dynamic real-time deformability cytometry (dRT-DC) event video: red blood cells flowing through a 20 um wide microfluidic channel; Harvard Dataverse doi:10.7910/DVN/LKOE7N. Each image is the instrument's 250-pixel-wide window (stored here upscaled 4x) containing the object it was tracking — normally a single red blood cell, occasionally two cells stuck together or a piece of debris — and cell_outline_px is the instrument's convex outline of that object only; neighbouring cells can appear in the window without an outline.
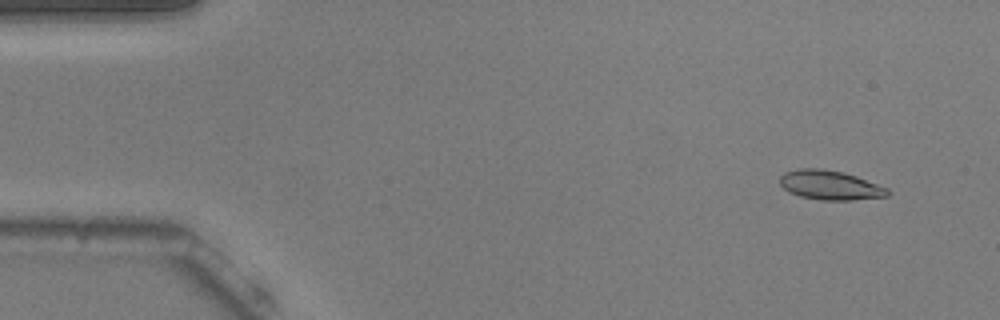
{"species": "common noctule bat (a hibernating species)", "species_latin": "Nyctalus noctula", "temperature_condition": "warm", "stored_images_in_passage": 53, "camera_frame_rate_fps": 3000, "um_per_image_px": 0.085, "animal": {"sex": "male", "body_mass_g": 20.5, "forearm_length_mm": 52.5}, "frame": {"image": 1, "passage_image": 4, "time_ms": 1.0, "image_size_px": [1000, 320], "cell_outline_px": [[892, 192], [888, 196], [852, 200], [820, 200], [800, 196], [788, 192], [780, 184], [780, 176], [784, 172], [800, 168], [820, 168], [840, 172], [856, 176], [888, 188]], "centroid_in_image_um": [70.56, 15.74], "position_along_channel_um": 14.4, "area_um2": 18.44}}
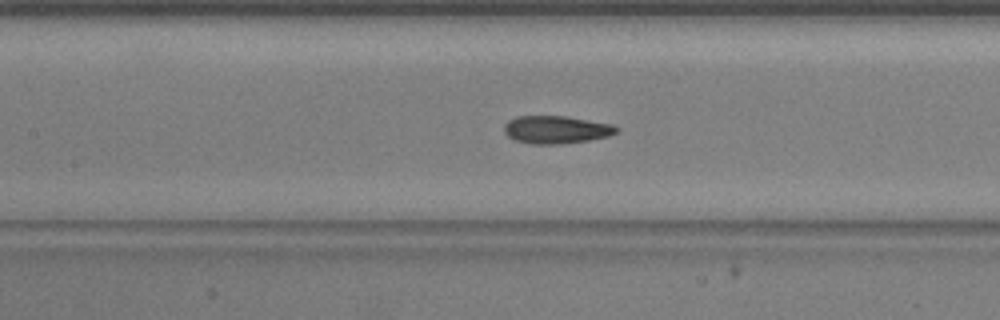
{"frame": {"image": 2, "passage_image": 24, "time_ms": 7.667, "image_size_px": [1000, 320], "cell_outline_px": [[620, 128], [616, 132], [608, 136], [588, 140], [556, 144], [532, 144], [516, 140], [508, 136], [504, 132], [504, 124], [508, 120], [516, 116], [564, 116], [612, 124]], "centroid_in_image_um": [47.25, 11.01], "position_along_channel_um": 160.2, "area_um2": 18.03}}
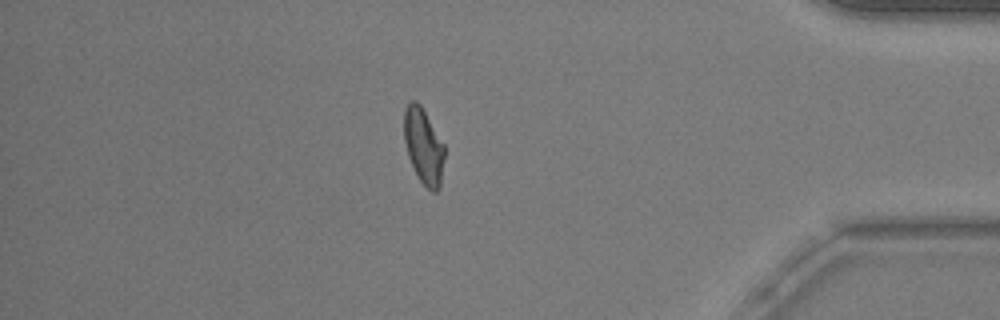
{"frame": {"image": 3, "passage_image": 46, "time_ms": 15.0, "image_size_px": [1000, 320], "cell_outline_px": [[444, 156], [440, 188], [436, 192], [432, 192], [420, 180], [408, 156], [404, 140], [404, 108], [412, 100], [416, 100], [420, 104], [444, 144]], "centroid_in_image_um": [36.0, 12.41], "position_along_channel_um": 399.2, "area_um2": 17.63}, "authors_computed_cell_mechanics": {"area_um2": 18.0336, "velocity_mm_per_s": 3.7714, "shape_relaxation_time_tau1_ms": 4.9337, "shape_relaxation_time_tau2_ms": 1.8076, "deformation_change_tau1": 0.1583, "deformation_change_tau2": 0.0875}}